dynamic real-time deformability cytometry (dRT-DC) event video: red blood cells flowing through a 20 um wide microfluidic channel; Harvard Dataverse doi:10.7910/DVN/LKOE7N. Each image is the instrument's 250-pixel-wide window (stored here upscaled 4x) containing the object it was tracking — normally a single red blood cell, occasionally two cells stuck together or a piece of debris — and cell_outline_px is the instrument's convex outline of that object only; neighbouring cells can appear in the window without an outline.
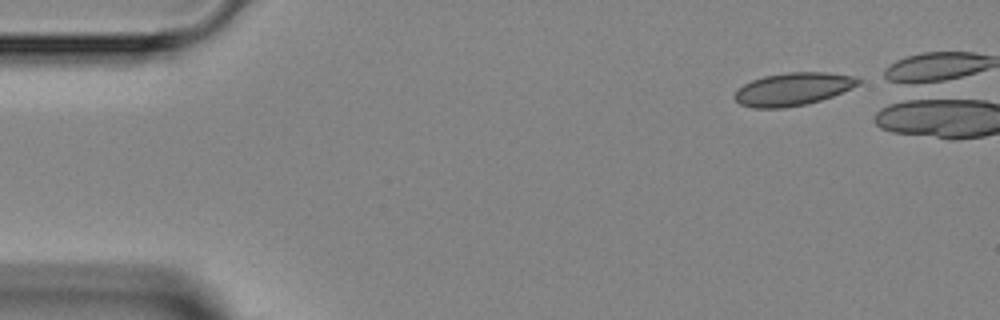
{"species": "Egyptian fruit bat (a non-hibernating species)", "species_latin": "Rousettus aegyptiacus", "temperature_condition": "room temperature", "stored_images_in_passage": 4, "camera_frame_rate_fps": 3000, "um_per_image_px": 0.085, "animal": {"sex": "female"}, "frame": {"image": 1, "passage_image": 1, "time_ms": 0.0, "image_size_px": [1000, 320], "cell_outline_px": [[860, 84], [832, 96], [808, 104], [784, 108], [752, 108], [740, 104], [732, 96], [744, 84], [752, 80], [764, 76], [788, 72], [828, 72], [852, 76], [860, 80]], "centroid_in_image_um": [67.38, 7.58], "position_along_channel_um": 17.6, "area_um2": 23.58}}